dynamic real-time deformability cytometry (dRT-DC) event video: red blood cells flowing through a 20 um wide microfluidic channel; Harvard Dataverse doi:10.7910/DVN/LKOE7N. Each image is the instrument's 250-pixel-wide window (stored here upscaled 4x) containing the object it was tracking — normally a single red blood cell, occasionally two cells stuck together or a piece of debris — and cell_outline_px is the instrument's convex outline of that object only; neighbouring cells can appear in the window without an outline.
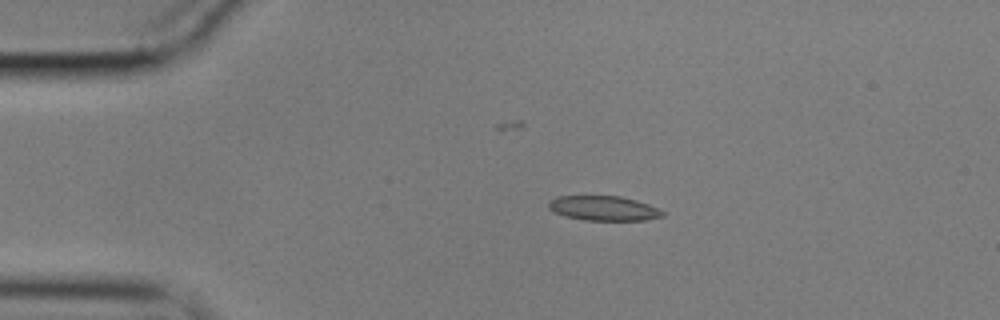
{"species": "common noctule bat (a hibernating species)", "species_latin": "Nyctalus noctula", "temperature_condition": "cold", "stored_images_in_passage": 45, "camera_frame_rate_fps": 3000, "um_per_image_px": 0.085, "animal": {"sex": "male", "body_mass_g": 17.9}, "frame": {"image": 1, "passage_image": 1, "time_ms": 0.0, "image_size_px": [1000, 320], "cell_outline_px": [[664, 216], [644, 220], [584, 220], [564, 216], [548, 208], [548, 200], [556, 196], [620, 196], [636, 200], [648, 204], [664, 212]], "centroid_in_image_um": [51.27, 17.7], "position_along_channel_um": 33.7, "area_um2": 16.36}}
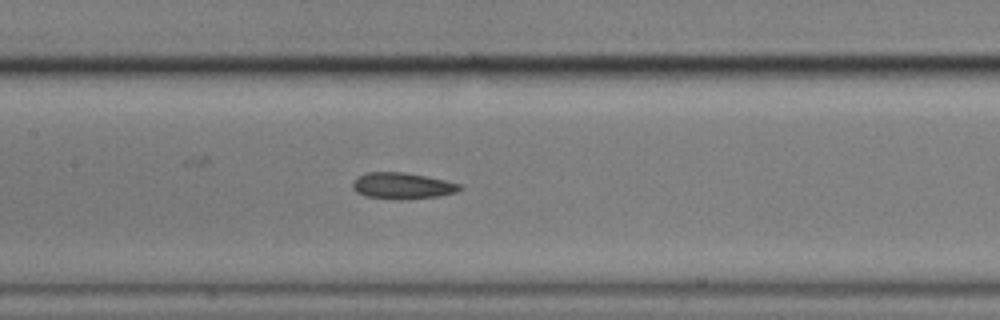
{"frame": {"image": 2, "passage_image": 16, "time_ms": 5.0, "image_size_px": [1000, 320], "cell_outline_px": [[464, 188], [456, 192], [440, 196], [400, 200], [364, 196], [356, 192], [352, 188], [352, 184], [360, 176], [368, 172], [404, 172], [428, 176], [460, 184]], "centroid_in_image_um": [34.22, 15.8], "position_along_channel_um": 173.2, "area_um2": 16.47}}
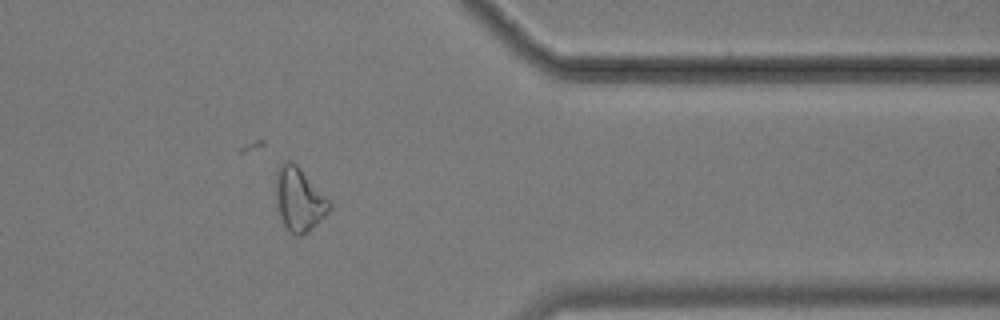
{"frame": {"image": 3, "passage_image": 35, "time_ms": 11.333, "image_size_px": [1000, 320], "cell_outline_px": [[332, 208], [308, 232], [300, 236], [296, 236], [284, 224], [276, 208], [276, 168], [284, 160], [292, 160], [300, 168], [332, 204]], "centroid_in_image_um": [25.4, 16.92], "position_along_channel_um": 386.0, "area_um2": 19.71}, "authors_computed_cell_mechanics": {"area_um2": 16.8198, "velocity_mm_per_s": 3.5864, "shape_relaxation_time_tau1_ms": null, "shape_relaxation_time_tau2_ms": 6.0106, "deformation_change_tau1": null, "deformation_change_tau2": 0.1472}}